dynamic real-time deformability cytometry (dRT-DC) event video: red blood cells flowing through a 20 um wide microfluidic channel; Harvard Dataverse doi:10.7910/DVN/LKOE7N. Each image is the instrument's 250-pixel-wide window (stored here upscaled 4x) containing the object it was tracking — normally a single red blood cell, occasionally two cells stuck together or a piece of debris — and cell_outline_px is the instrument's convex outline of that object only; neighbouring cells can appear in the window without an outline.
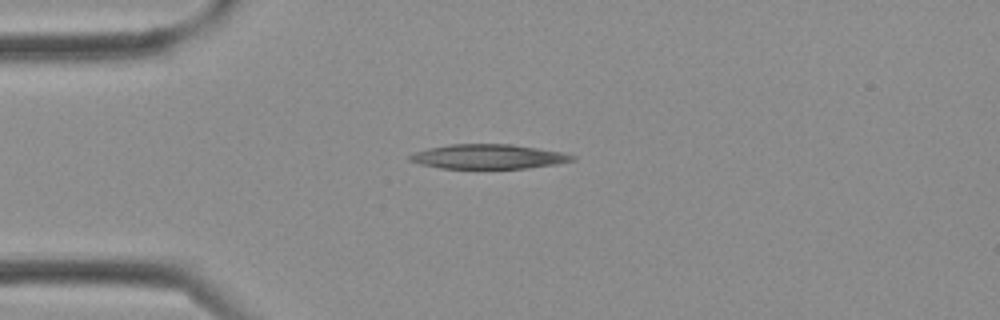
{"species": "Egyptian fruit bat (a non-hibernating species)", "species_latin": "Rousettus aegyptiacus", "temperature_condition": "cold", "stored_images_in_passage": 2, "camera_frame_rate_fps": 3000, "um_per_image_px": 0.085, "frame": {"image": 1, "passage_image": 2, "time_ms": 0.333, "image_size_px": [1000, 320], "cell_outline_px": [[576, 160], [556, 164], [528, 168], [440, 168], [420, 164], [408, 160], [408, 156], [416, 152], [428, 148], [448, 144], [512, 144], [560, 152], [576, 156]], "centroid_in_image_um": [41.5, 13.31], "position_along_channel_um": 43.5, "area_um2": 23.12}}